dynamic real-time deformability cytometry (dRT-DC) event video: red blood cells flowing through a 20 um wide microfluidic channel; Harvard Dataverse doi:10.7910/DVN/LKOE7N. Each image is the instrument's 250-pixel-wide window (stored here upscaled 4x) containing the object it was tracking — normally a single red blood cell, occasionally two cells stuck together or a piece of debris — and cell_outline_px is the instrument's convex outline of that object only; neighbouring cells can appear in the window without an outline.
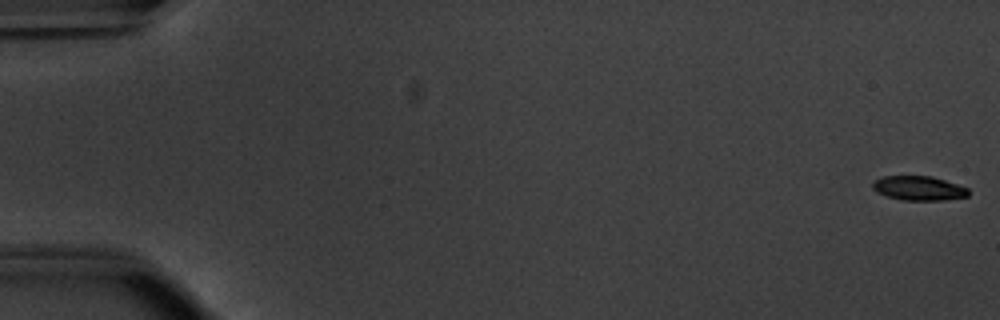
{"species": "common noctule bat (a hibernating species)", "species_latin": "Nyctalus noctula", "temperature_condition": "warm", "stored_images_in_passage": 16, "camera_frame_rate_fps": 3000, "um_per_image_px": 0.085, "animal": {"sex": "male", "body_mass_g": 20.1, "forearm_length_mm": 53.5}, "frame": {"image": 1, "passage_image": 1, "time_ms": 0.0, "image_size_px": [1000, 320], "cell_outline_px": [[968, 196], [944, 200], [900, 200], [876, 192], [872, 188], [872, 184], [876, 180], [884, 176], [932, 176], [968, 188]], "centroid_in_image_um": [78.08, 16.0], "position_along_channel_um": 6.9, "area_um2": 13.47}}
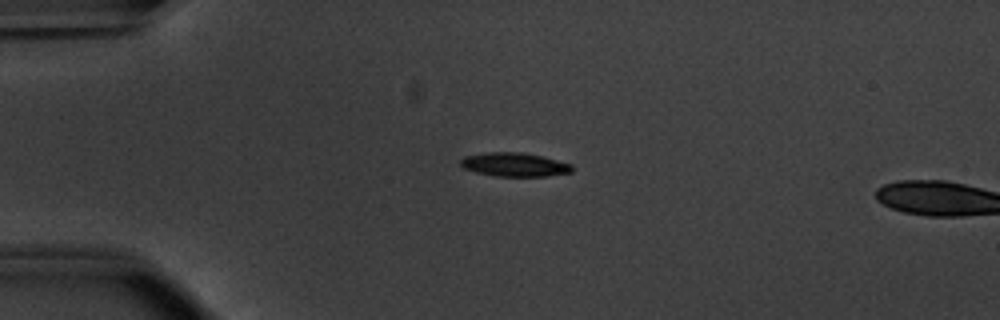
{"frame": {"image": 2, "passage_image": 14, "time_ms": 4.333, "image_size_px": [1000, 320], "cell_outline_px": [[572, 172], [548, 176], [496, 176], [476, 172], [464, 168], [460, 164], [460, 160], [464, 156], [488, 152], [520, 152], [544, 156], [572, 164]], "centroid_in_image_um": [43.74, 13.98], "position_along_channel_um": 41.3, "area_um2": 15.49}}